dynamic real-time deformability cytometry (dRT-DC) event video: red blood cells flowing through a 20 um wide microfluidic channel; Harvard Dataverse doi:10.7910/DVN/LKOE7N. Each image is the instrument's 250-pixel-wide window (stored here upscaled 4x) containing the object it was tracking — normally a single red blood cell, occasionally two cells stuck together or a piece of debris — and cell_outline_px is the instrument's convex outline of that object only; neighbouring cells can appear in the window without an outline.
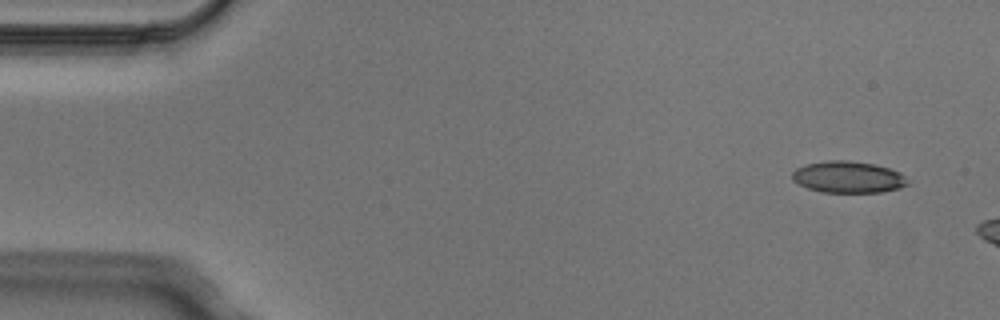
{"species": "Egyptian fruit bat (a non-hibernating species)", "species_latin": "Rousettus aegyptiacus", "temperature_condition": "cold", "stored_images_in_passage": 3, "camera_frame_rate_fps": 3000, "um_per_image_px": 0.085, "animal": {"sex": "male"}, "frame": {"image": 1, "passage_image": 1, "time_ms": 0.0, "image_size_px": [1000, 320], "cell_outline_px": [[908, 184], [900, 188], [880, 192], [824, 192], [808, 188], [792, 180], [792, 172], [796, 168], [808, 164], [828, 160], [848, 160], [876, 164], [900, 172], [908, 180]], "centroid_in_image_um": [72.11, 15.04], "position_along_channel_um": 12.9, "area_um2": 21.21}}